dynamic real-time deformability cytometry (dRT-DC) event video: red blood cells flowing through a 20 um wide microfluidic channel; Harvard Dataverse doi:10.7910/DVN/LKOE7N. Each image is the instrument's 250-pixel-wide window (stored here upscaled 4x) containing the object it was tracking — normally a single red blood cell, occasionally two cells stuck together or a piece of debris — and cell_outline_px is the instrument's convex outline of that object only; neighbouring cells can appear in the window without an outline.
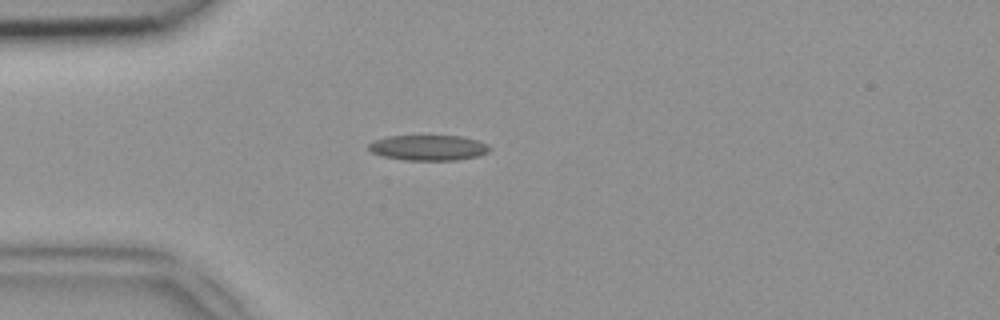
{"species": "common noctule bat (a hibernating species)", "species_latin": "Nyctalus noctula", "temperature_condition": "room temperature", "stored_images_in_passage": 36, "camera_frame_rate_fps": 3000, "um_per_image_px": 0.085, "animal": {"sex": "female", "body_mass_g": 18.4}, "frame": {"image": 1, "passage_image": 1, "time_ms": 0.0, "image_size_px": [1000, 320], "cell_outline_px": [[492, 148], [488, 152], [476, 156], [456, 160], [404, 160], [380, 156], [372, 152], [368, 148], [368, 144], [372, 140], [388, 136], [464, 136], [488, 144]], "centroid_in_image_um": [36.39, 12.55], "position_along_channel_um": 48.6, "area_um2": 18.03}}
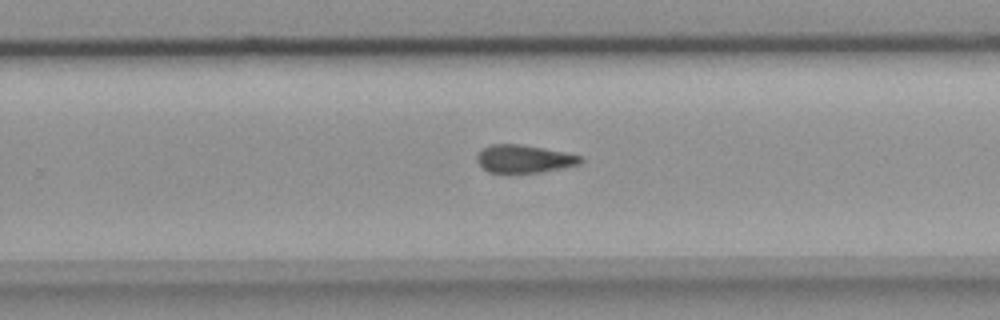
{"frame": {"image": 2, "passage_image": 19, "time_ms": 6.0, "image_size_px": [1000, 320], "cell_outline_px": [[584, 160], [580, 164], [540, 172], [488, 172], [476, 160], [476, 156], [484, 148], [492, 144], [520, 144], [544, 148], [584, 156]], "centroid_in_image_um": [44.58, 13.49], "position_along_channel_um": 285.2, "area_um2": 16.65}}
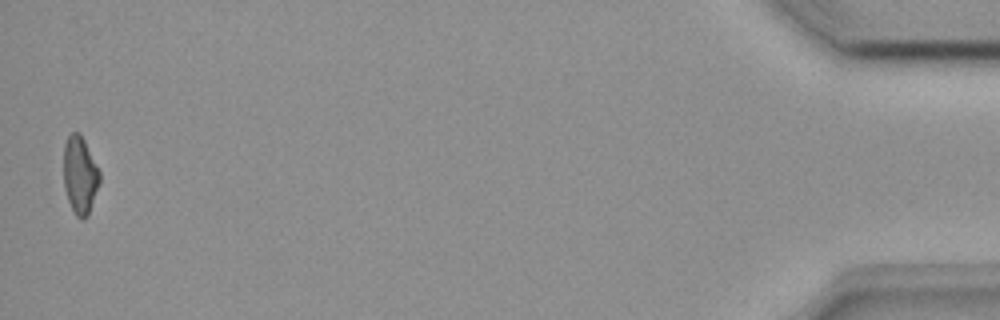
{"frame": {"image": 3, "passage_image": 36, "time_ms": 11.667, "image_size_px": [1000, 320], "cell_outline_px": [[100, 184], [88, 216], [84, 220], [80, 220], [76, 216], [68, 200], [64, 188], [64, 144], [68, 136], [72, 132], [80, 132], [100, 172]], "centroid_in_image_um": [6.8, 14.91], "position_along_channel_um": 428.4, "area_um2": 16.42}}